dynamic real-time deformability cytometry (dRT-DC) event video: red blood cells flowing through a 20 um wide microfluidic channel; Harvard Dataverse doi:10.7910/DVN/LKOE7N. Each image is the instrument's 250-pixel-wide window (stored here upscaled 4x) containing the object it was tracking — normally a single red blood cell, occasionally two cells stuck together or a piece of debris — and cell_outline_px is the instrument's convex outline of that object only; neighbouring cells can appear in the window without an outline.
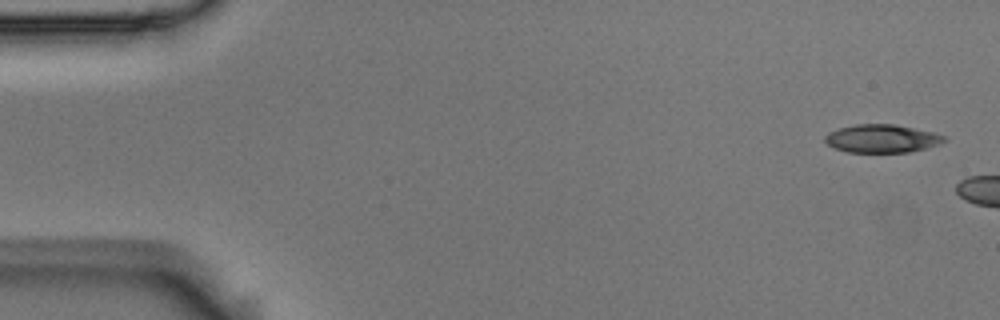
{"species": "Egyptian fruit bat (a non-hibernating species)", "species_latin": "Rousettus aegyptiacus", "temperature_condition": "room temperature", "stored_images_in_passage": 2, "camera_frame_rate_fps": 3000, "um_per_image_px": 0.085, "animal": {"sex": "male"}, "frame": {"image": 1, "passage_image": 1, "time_ms": 0.0, "image_size_px": [1000, 320], "cell_outline_px": [[948, 140], [940, 144], [908, 152], [848, 152], [836, 148], [828, 144], [824, 140], [824, 136], [828, 132], [840, 128], [856, 124], [896, 124], [932, 132], [948, 136]], "centroid_in_image_um": [74.99, 11.77], "position_along_channel_um": 10.0, "area_um2": 19.54}}